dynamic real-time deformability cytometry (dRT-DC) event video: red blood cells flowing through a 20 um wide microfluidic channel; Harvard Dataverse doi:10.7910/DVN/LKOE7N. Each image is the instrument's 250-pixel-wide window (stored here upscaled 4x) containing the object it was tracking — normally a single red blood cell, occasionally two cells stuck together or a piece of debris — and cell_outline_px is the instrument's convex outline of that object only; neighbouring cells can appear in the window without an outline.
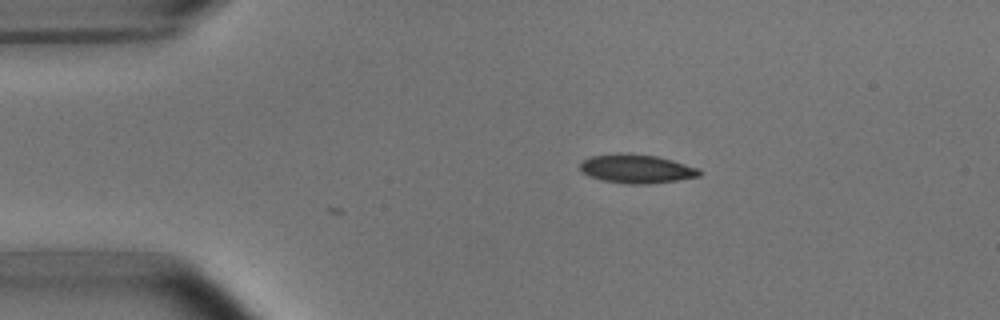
{"species": "common noctule bat (a hibernating species)", "species_latin": "Nyctalus noctula", "temperature_condition": "room temperature", "stored_images_in_passage": 2, "camera_frame_rate_fps": 3000, "um_per_image_px": 0.085, "animal": {"sex": "male", "body_mass_g": 15.6}, "frame": {"image": 1, "passage_image": 2, "time_ms": 2.0, "image_size_px": [1000, 320], "cell_outline_px": [[700, 176], [676, 180], [648, 184], [628, 184], [604, 180], [588, 176], [580, 168], [580, 164], [588, 156], [616, 152], [628, 152], [656, 156], [672, 160], [700, 168]], "centroid_in_image_um": [54.09, 14.32], "position_along_channel_um": 30.9, "area_um2": 20.17}}